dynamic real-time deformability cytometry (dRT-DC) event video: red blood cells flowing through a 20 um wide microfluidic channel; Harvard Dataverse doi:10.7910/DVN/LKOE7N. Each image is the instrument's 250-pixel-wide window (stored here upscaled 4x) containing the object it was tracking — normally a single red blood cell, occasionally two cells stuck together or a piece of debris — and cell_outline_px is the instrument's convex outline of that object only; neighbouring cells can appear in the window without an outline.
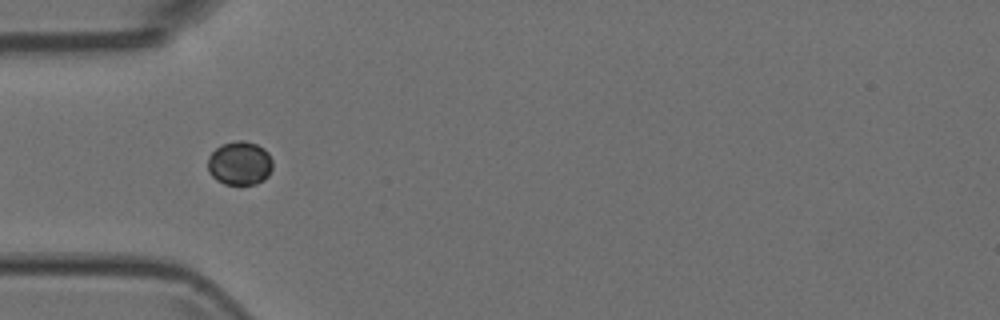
{"species": "Egyptian fruit bat (a non-hibernating species)", "species_latin": "Rousettus aegyptiacus", "temperature_condition": "room temperature", "stored_images_in_passage": 8, "camera_frame_rate_fps": 3000, "um_per_image_px": 0.085, "animal": {"sex": "female"}, "frame": {"image": 1, "passage_image": 3, "time_ms": 0.667, "image_size_px": [1000, 320], "cell_outline_px": [[272, 168], [268, 176], [264, 180], [256, 184], [224, 184], [216, 180], [208, 172], [208, 156], [220, 144], [236, 140], [244, 140], [256, 144], [264, 148], [268, 152], [272, 160]], "centroid_in_image_um": [20.37, 13.86], "position_along_channel_um": 64.6, "area_um2": 16.76}}
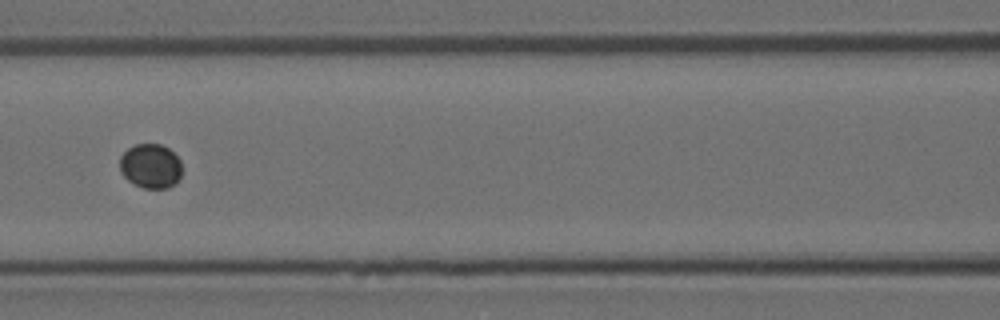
{"frame": {"image": 2, "passage_image": 5, "time_ms": 1.333, "image_size_px": [1000, 320], "cell_outline_px": [[180, 180], [176, 184], [168, 188], [144, 188], [128, 180], [120, 172], [120, 156], [128, 148], [136, 144], [160, 144], [168, 148], [180, 160]], "centroid_in_image_um": [12.8, 14.12], "position_along_channel_um": 153.8, "area_um2": 16.07}}
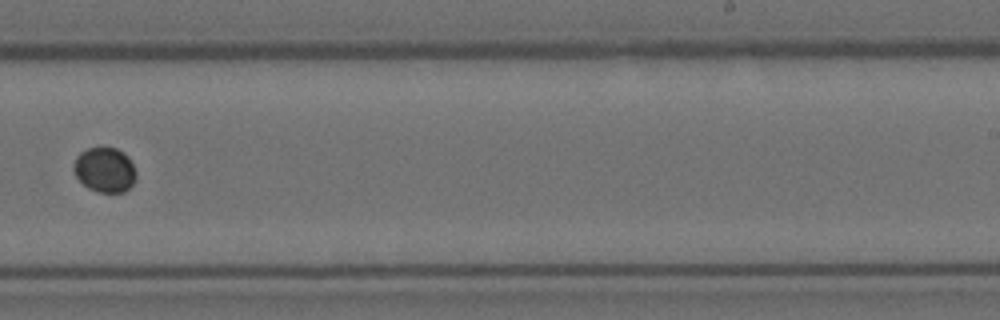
{"frame": {"image": 3, "passage_image": 8, "time_ms": 2.333, "image_size_px": [1000, 320], "cell_outline_px": [[136, 180], [124, 192], [96, 192], [88, 188], [76, 176], [72, 168], [72, 164], [76, 156], [80, 152], [88, 148], [116, 148], [124, 152], [128, 156], [136, 172]], "centroid_in_image_um": [8.89, 14.43], "position_along_channel_um": 280.1, "area_um2": 16.42}}